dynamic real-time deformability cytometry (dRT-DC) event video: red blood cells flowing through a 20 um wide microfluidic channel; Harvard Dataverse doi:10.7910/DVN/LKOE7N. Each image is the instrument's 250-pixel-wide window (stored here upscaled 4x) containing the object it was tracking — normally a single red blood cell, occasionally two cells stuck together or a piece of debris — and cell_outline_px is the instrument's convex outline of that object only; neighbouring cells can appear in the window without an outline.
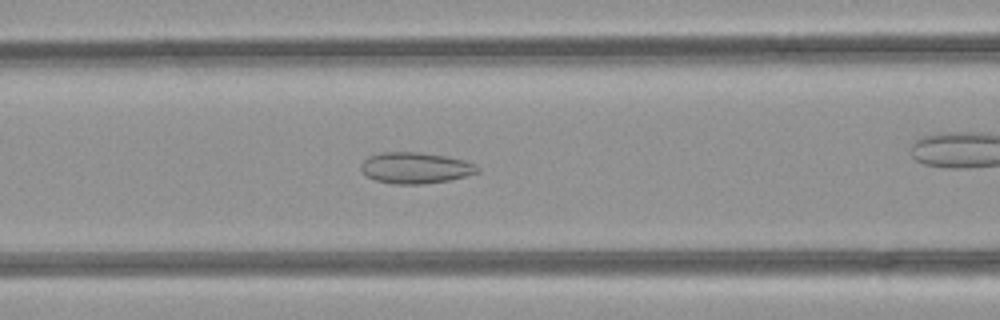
{"species": "common noctule bat (a hibernating species)", "species_latin": "Nyctalus noctula", "temperature_condition": "room temperature", "stored_images_in_passage": 51, "camera_frame_rate_fps": 3000, "um_per_image_px": 0.085, "animal": {"sex": "female", "body_mass_g": 21.9}, "frame": {"image": 1, "passage_image": 20, "time_ms": 6.333, "image_size_px": [1000, 320], "cell_outline_px": [[480, 172], [452, 180], [420, 184], [392, 184], [376, 180], [368, 176], [360, 168], [360, 164], [368, 156], [384, 152], [416, 152], [444, 156], [464, 160], [476, 164], [480, 168]], "centroid_in_image_um": [35.34, 14.27], "position_along_channel_um": 131.3, "area_um2": 21.15}}
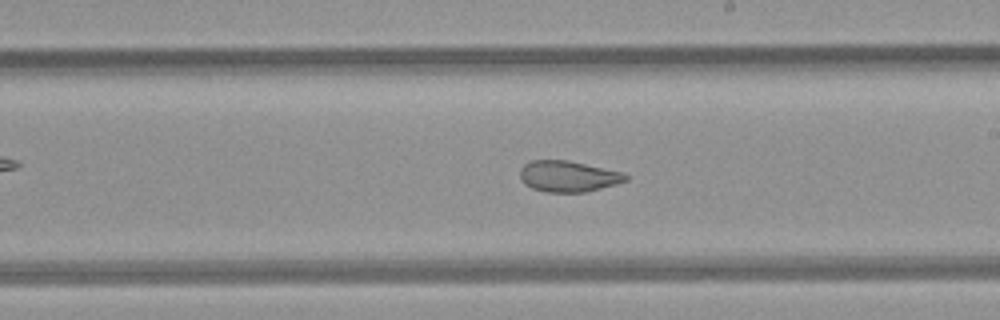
{"frame": {"image": 2, "passage_image": 28, "time_ms": 9.0, "image_size_px": [1000, 320], "cell_outline_px": [[628, 180], [616, 184], [584, 192], [544, 192], [532, 188], [524, 184], [520, 180], [520, 168], [524, 164], [532, 160], [568, 160], [624, 172], [628, 176]], "centroid_in_image_um": [48.28, 14.98], "position_along_channel_um": 240.7, "area_um2": 19.25}}
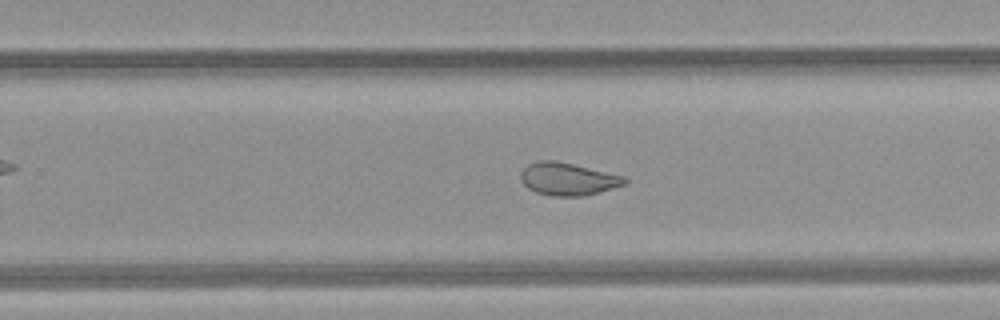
{"frame": {"image": 3, "passage_image": 31, "time_ms": 10.0, "image_size_px": [1000, 320], "cell_outline_px": [[628, 184], [584, 196], [552, 196], [536, 192], [528, 188], [520, 180], [520, 172], [528, 164], [540, 160], [556, 160], [624, 176], [628, 180]], "centroid_in_image_um": [48.27, 15.21], "position_along_channel_um": 281.5, "area_um2": 19.83}, "authors_computed_cell_mechanics": {"area_um2": 24.4494, "velocity_mm_per_s": 4.1083, "shape_relaxation_time_tau1_ms": null, "shape_relaxation_time_tau2_ms": 1.4464, "deformation_change_tau1": null, "deformation_change_tau2": 0.0773}}